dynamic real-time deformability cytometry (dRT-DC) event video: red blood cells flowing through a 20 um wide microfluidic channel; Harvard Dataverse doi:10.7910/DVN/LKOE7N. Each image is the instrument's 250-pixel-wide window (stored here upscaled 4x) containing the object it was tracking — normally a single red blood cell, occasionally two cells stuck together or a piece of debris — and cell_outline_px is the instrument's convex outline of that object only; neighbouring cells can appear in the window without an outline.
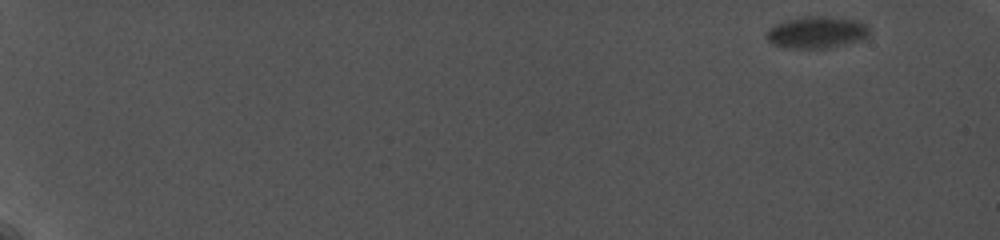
{"species": "common noctule bat (a hibernating species)", "species_latin": "Nyctalus noctula", "temperature_condition": "cold", "stored_images_in_passage": 86, "camera_frame_rate_fps": 5000, "um_per_image_px": 0.085, "animal": {"sex": "female", "body_mass_g": 19.0, "forearm_length_mm": 56.7}, "frame": {"image": 1, "passage_image": 1, "time_ms": 0.0, "image_size_px": [1000, 240], "cell_outline_px": [[868, 36], [864, 40], [828, 48], [788, 48], [772, 44], [768, 40], [768, 28], [784, 20], [804, 16], [824, 16], [856, 20], [868, 24]], "centroid_in_image_um": [69.44, 2.75], "position_along_channel_um": 15.6, "area_um2": 19.19}}
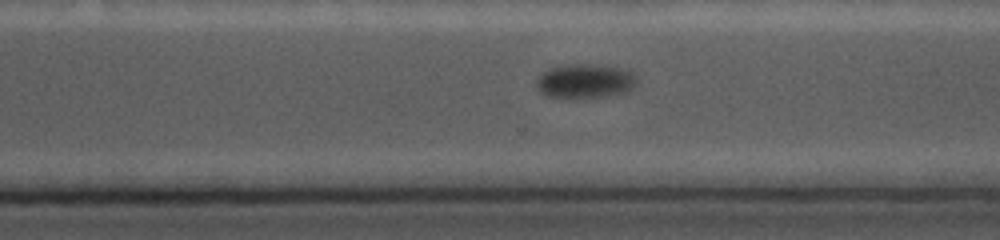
{"frame": {"image": 2, "passage_image": 75, "time_ms": 14.6, "image_size_px": [1000, 240], "cell_outline_px": [[636, 84], [632, 92], [608, 96], [576, 100], [548, 96], [540, 92], [536, 88], [536, 80], [544, 72], [552, 68], [568, 64], [592, 64], [628, 68], [632, 72], [636, 80]], "centroid_in_image_um": [49.78, 6.93], "position_along_channel_um": 320.8, "area_um2": 20.81}}
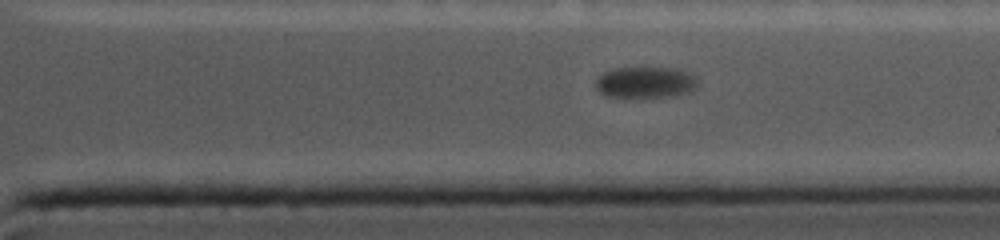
{"frame": {"image": 3, "passage_image": 80, "time_ms": 15.6, "image_size_px": [1000, 240], "cell_outline_px": [[696, 84], [688, 92], [676, 96], [624, 100], [604, 96], [596, 88], [596, 80], [604, 72], [612, 68], [676, 68], [688, 72], [696, 80]], "centroid_in_image_um": [54.77, 7.06], "position_along_channel_um": 356.6, "area_um2": 19.19}}